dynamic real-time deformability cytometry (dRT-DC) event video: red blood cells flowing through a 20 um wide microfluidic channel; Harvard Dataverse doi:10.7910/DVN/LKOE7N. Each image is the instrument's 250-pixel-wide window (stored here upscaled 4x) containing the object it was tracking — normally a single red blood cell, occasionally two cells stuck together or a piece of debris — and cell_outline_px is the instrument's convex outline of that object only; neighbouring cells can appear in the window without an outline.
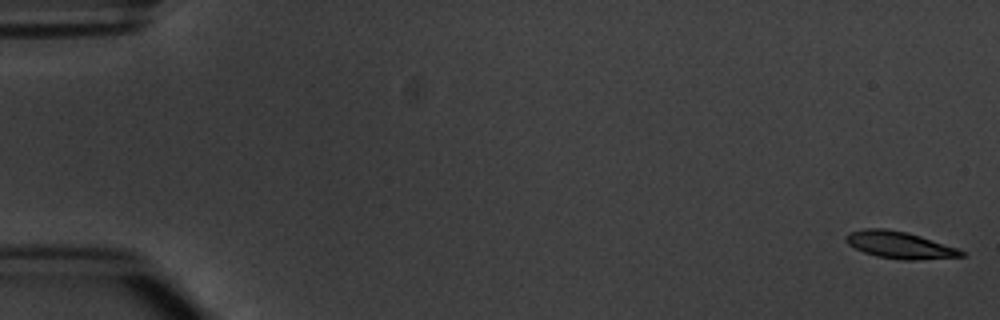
{"species": "common noctule bat (a hibernating species)", "species_latin": "Nyctalus noctula", "temperature_condition": "warm", "stored_images_in_passage": 5, "camera_frame_rate_fps": 3000, "um_per_image_px": 0.085, "animal": {"sex": "male", "body_mass_g": 20.1, "forearm_length_mm": 53.5}, "frame": {"image": 1, "passage_image": 1, "time_ms": 0.0, "image_size_px": [1000, 320], "cell_outline_px": [[968, 256], [916, 260], [904, 260], [876, 256], [864, 252], [848, 244], [844, 240], [844, 236], [848, 232], [864, 228], [884, 228], [908, 232], [960, 248]], "centroid_in_image_um": [76.49, 20.82], "position_along_channel_um": 8.5, "area_um2": 18.44}}
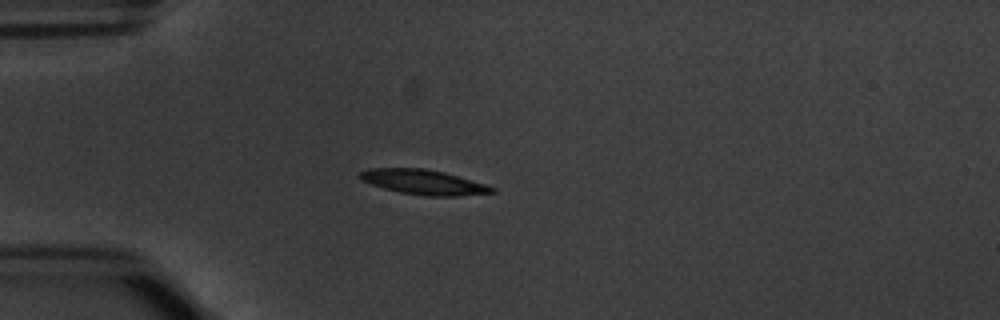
{"frame": {"image": 2, "passage_image": 5, "time_ms": 4.667, "image_size_px": [1000, 320], "cell_outline_px": [[496, 192], [460, 196], [424, 196], [400, 192], [384, 188], [360, 180], [356, 176], [360, 172], [368, 168], [424, 168], [444, 172], [484, 184], [496, 188]], "centroid_in_image_um": [35.97, 15.48], "position_along_channel_um": 49.0, "area_um2": 19.13}}